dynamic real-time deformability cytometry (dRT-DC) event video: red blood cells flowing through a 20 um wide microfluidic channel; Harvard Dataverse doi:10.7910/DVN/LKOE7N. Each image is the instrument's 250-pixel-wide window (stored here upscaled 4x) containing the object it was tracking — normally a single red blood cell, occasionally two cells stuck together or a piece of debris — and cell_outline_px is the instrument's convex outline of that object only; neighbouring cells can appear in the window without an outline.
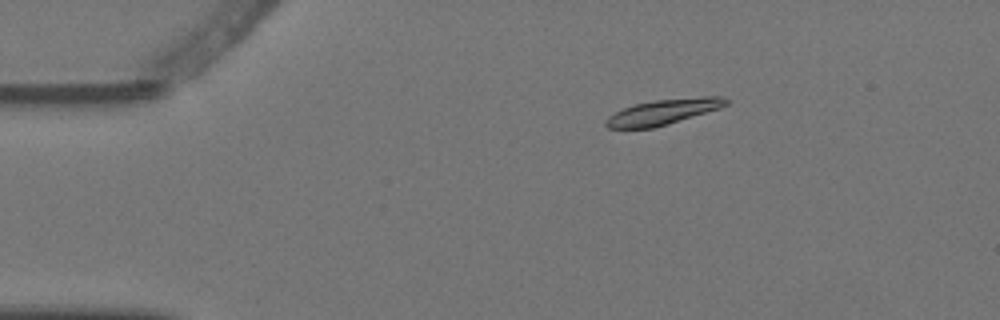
{"species": "Egyptian fruit bat (a non-hibernating species)", "species_latin": "Rousettus aegyptiacus", "temperature_condition": "warm", "stored_images_in_passage": 4, "camera_frame_rate_fps": 3000, "um_per_image_px": 0.085, "animal": {"sex": "female"}, "frame": {"image": 1, "passage_image": 2, "time_ms": 0.333, "image_size_px": [1000, 320], "cell_outline_px": [[728, 104], [720, 108], [668, 124], [652, 128], [608, 128], [604, 124], [604, 120], [608, 116], [624, 108], [636, 104], [656, 100], [704, 96], [724, 96], [728, 100]], "centroid_in_image_um": [56.38, 9.51], "position_along_channel_um": 28.6, "area_um2": 17.63}}
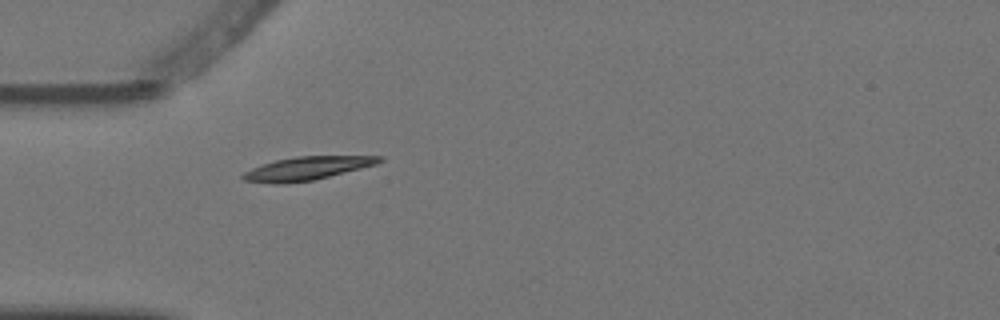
{"frame": {"image": 2, "passage_image": 4, "time_ms": 1.0, "image_size_px": [1000, 320], "cell_outline_px": [[384, 160], [376, 164], [312, 180], [284, 184], [272, 184], [244, 180], [240, 176], [244, 172], [252, 168], [276, 160], [296, 156], [384, 156]], "centroid_in_image_um": [26.07, 14.31], "position_along_channel_um": 58.9, "area_um2": 18.32}}